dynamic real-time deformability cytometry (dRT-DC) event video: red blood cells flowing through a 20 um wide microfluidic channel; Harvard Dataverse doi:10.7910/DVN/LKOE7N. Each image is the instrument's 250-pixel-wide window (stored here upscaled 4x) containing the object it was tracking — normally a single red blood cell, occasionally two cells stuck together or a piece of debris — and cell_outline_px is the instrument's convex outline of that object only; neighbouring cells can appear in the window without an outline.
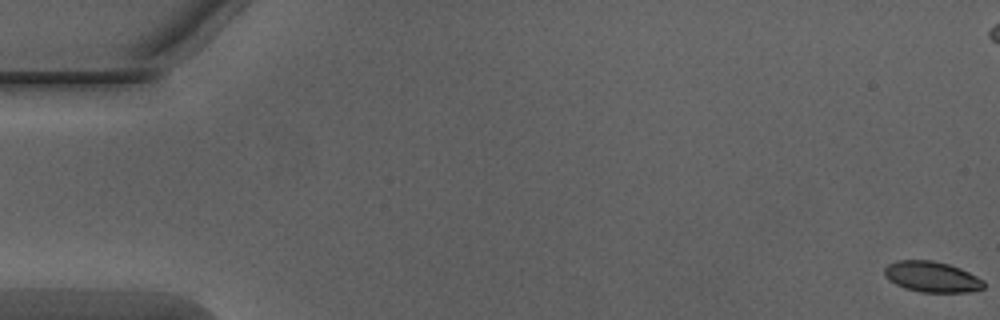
{"species": "Egyptian fruit bat (a non-hibernating species)", "species_latin": "Rousettus aegyptiacus", "temperature_condition": "warm", "stored_images_in_passage": 10, "camera_frame_rate_fps": 3000, "um_per_image_px": 0.085, "animal": {"sex": "male"}, "frame": {"image": 1, "passage_image": 1, "time_ms": 0.0, "image_size_px": [1000, 320], "cell_outline_px": [[984, 288], [968, 292], [920, 292], [904, 288], [888, 280], [884, 276], [884, 268], [888, 264], [896, 260], [932, 260], [948, 264], [960, 268], [984, 280]], "centroid_in_image_um": [79.18, 23.52], "position_along_channel_um": 5.8, "area_um2": 17.86}}